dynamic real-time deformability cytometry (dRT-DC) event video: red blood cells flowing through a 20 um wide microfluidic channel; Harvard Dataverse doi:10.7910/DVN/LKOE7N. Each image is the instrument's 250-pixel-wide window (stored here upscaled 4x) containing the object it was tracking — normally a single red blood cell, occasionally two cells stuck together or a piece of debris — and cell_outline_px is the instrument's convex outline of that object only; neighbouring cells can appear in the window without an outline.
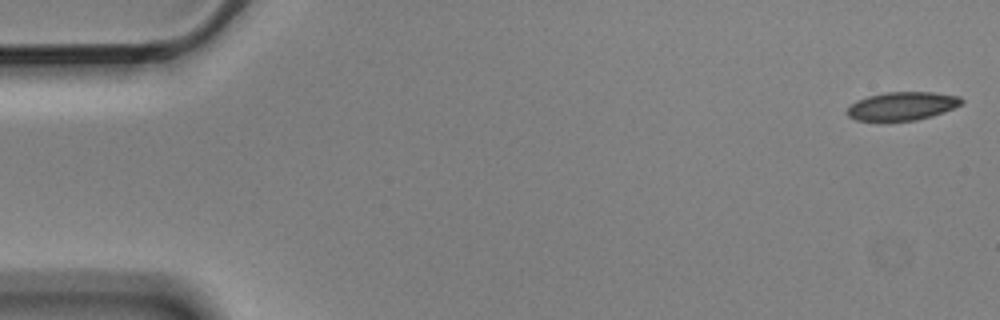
{"species": "Egyptian fruit bat (a non-hibernating species)", "species_latin": "Rousettus aegyptiacus", "temperature_condition": "cold", "stored_images_in_passage": 15, "camera_frame_rate_fps": 3000, "um_per_image_px": 0.085, "animal": {"sex": "male"}, "frame": {"image": 1, "passage_image": 1, "time_ms": 0.0, "image_size_px": [1000, 320], "cell_outline_px": [[964, 100], [960, 104], [944, 112], [932, 116], [916, 120], [856, 120], [848, 116], [848, 108], [856, 100], [868, 96], [884, 92], [932, 92], [960, 96]], "centroid_in_image_um": [76.7, 9.0], "position_along_channel_um": 8.3, "area_um2": 18.67}}
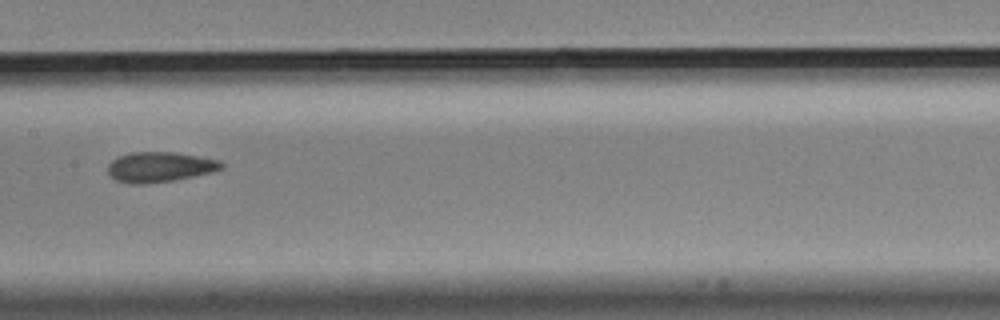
{"frame": {"image": 2, "passage_image": 8, "time_ms": 2.333, "image_size_px": [1000, 320], "cell_outline_px": [[224, 168], [216, 172], [172, 180], [144, 184], [128, 184], [116, 180], [108, 172], [108, 164], [112, 160], [120, 156], [132, 152], [172, 152], [200, 156], [220, 160], [224, 164]], "centroid_in_image_um": [13.63, 14.19], "position_along_channel_um": 193.8, "area_um2": 20.06}}
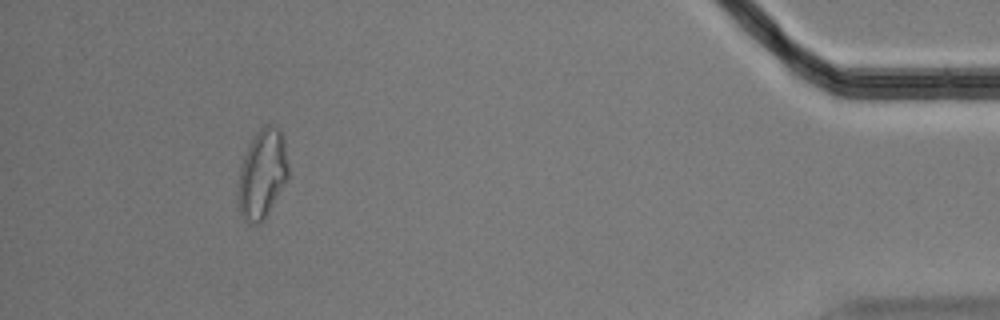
{"frame": {"image": 3, "passage_image": 14, "time_ms": 4.333, "image_size_px": [1000, 320], "cell_outline_px": [[288, 176], [264, 220], [260, 224], [256, 224], [244, 220], [240, 216], [236, 192], [240, 164], [252, 140], [260, 128], [264, 124], [272, 124], [280, 128], [284, 140], [288, 164]], "centroid_in_image_um": [22.26, 14.79], "position_along_channel_um": 412.9, "area_um2": 26.24}}